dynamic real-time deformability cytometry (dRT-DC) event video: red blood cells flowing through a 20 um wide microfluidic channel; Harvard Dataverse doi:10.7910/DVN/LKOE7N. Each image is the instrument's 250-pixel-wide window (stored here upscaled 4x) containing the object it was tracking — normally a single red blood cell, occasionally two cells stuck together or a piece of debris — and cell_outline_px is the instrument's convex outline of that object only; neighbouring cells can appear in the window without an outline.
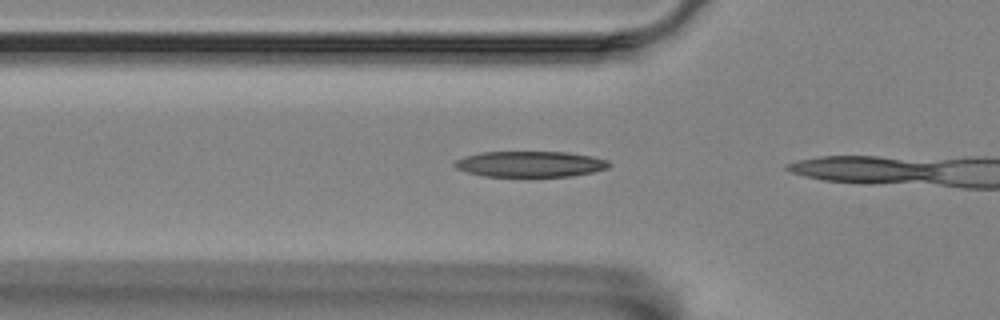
{"species": "Egyptian fruit bat (a non-hibernating species)", "species_latin": "Rousettus aegyptiacus", "temperature_condition": "room temperature", "stored_images_in_passage": 4, "camera_frame_rate_fps": 3000, "um_per_image_px": 0.085, "animal": {"sex": "female"}, "frame": {"image": 1, "passage_image": 2, "time_ms": 0.333, "image_size_px": [1000, 320], "cell_outline_px": [[612, 164], [608, 168], [592, 172], [572, 176], [484, 176], [468, 172], [456, 168], [452, 164], [456, 160], [464, 156], [480, 152], [568, 152], [592, 156], [608, 160]], "centroid_in_image_um": [45.08, 13.94], "position_along_channel_um": 80.7, "area_um2": 23.24}}